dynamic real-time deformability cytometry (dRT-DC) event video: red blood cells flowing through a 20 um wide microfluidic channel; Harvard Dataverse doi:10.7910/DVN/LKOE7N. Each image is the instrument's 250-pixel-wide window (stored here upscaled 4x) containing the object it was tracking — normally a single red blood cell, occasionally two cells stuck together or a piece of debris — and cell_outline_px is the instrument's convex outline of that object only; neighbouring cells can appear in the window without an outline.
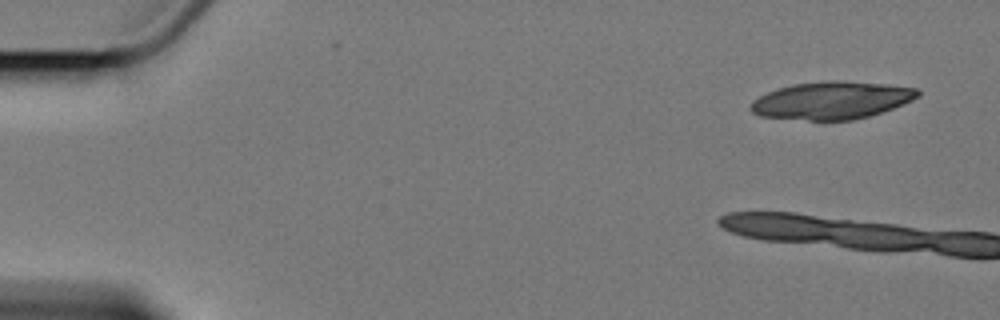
{"species": "Egyptian fruit bat (a non-hibernating species)", "species_latin": "Rousettus aegyptiacus", "temperature_condition": "cold", "stored_images_in_passage": 5, "segment_of_instrument_passage": [2, 2], "camera_frame_rate_fps": 3000, "um_per_image_px": 0.085, "animal": {"sex": "female"}, "frame": {"image": 1, "passage_image": 5, "time_ms": 7.333, "image_size_px": [1000, 320], "cell_outline_px": [[920, 96], [904, 104], [868, 116], [852, 120], [808, 120], [760, 116], [752, 112], [748, 108], [748, 104], [752, 100], [768, 92], [792, 84], [832, 80], [836, 80], [888, 84], [920, 88]], "centroid_in_image_um": [70.7, 8.52], "position_along_channel_um": 14.3, "area_um2": 36.65}}